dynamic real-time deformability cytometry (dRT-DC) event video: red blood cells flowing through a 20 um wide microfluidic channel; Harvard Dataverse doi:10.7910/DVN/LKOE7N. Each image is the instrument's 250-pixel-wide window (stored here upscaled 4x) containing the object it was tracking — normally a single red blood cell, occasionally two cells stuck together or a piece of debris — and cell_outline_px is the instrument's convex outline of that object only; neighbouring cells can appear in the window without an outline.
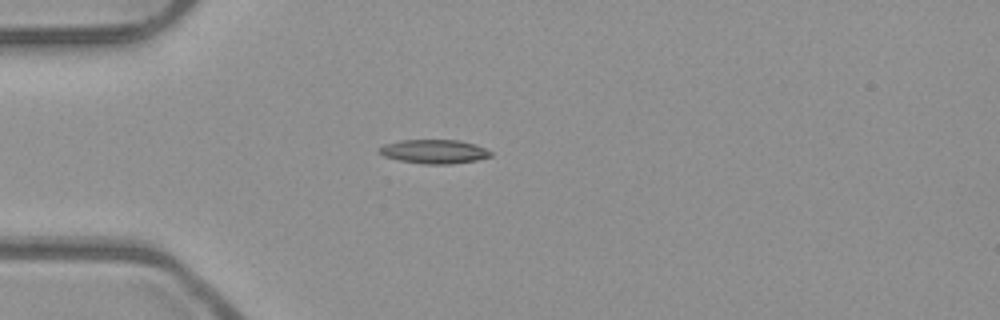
{"species": "common noctule bat (a hibernating species)", "species_latin": "Nyctalus noctula", "temperature_condition": "room temperature", "stored_images_in_passage": 3, "camera_frame_rate_fps": 3000, "um_per_image_px": 0.085, "animal": {"sex": "male", "body_mass_g": 23.1, "forearm_length_mm": 52.7}, "frame": {"image": 1, "passage_image": 3, "time_ms": 0.667, "image_size_px": [1000, 320], "cell_outline_px": [[492, 156], [476, 160], [452, 164], [424, 164], [400, 160], [384, 156], [376, 152], [376, 148], [384, 144], [400, 140], [460, 140], [484, 148], [492, 152]], "centroid_in_image_um": [36.85, 12.88], "position_along_channel_um": 48.2, "area_um2": 15.61}}